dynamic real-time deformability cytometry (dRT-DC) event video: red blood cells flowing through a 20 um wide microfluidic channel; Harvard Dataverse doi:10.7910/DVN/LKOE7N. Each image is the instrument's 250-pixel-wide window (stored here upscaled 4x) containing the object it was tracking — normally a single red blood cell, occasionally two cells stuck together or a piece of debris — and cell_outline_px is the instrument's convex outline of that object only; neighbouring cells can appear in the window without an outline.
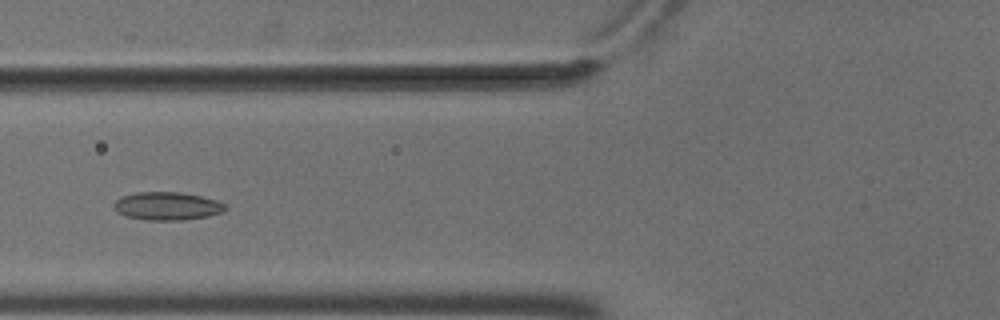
{"species": "common noctule bat (a hibernating species)", "species_latin": "Nyctalus noctula", "temperature_condition": "cold", "stored_images_in_passage": 9, "camera_frame_rate_fps": 3000, "um_per_image_px": 0.085, "animal": {"sex": "male", "body_mass_g": 18.8}, "frame": {"image": 1, "passage_image": 7, "time_ms": 2.0, "image_size_px": [1000, 320], "cell_outline_px": [[228, 208], [224, 212], [208, 216], [184, 220], [148, 220], [128, 216], [116, 212], [112, 208], [112, 204], [116, 200], [124, 196], [136, 192], [176, 192], [200, 196], [216, 200], [228, 204]], "centroid_in_image_um": [14.23, 17.52], "position_along_channel_um": 111.6, "area_um2": 18.32}}
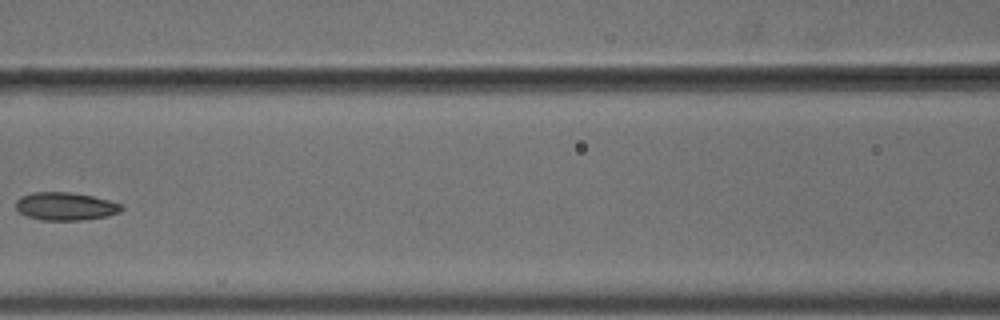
{"frame": {"image": 2, "passage_image": 8, "time_ms": 2.333, "image_size_px": [1000, 320], "cell_outline_px": [[124, 208], [120, 212], [108, 216], [84, 220], [40, 220], [28, 216], [20, 212], [16, 208], [16, 200], [20, 196], [32, 192], [72, 192], [92, 196], [108, 200], [120, 204]], "centroid_in_image_um": [5.56, 17.53], "position_along_channel_um": 161.0, "area_um2": 17.28}}
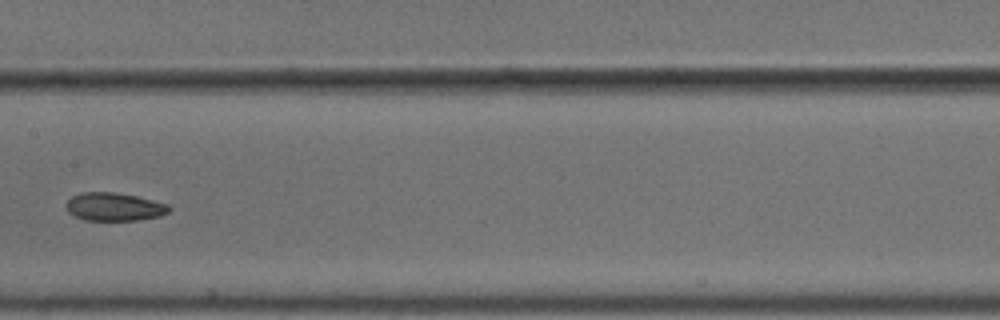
{"frame": {"image": 3, "passage_image": 9, "time_ms": 2.667, "image_size_px": [1000, 320], "cell_outline_px": [[172, 208], [168, 212], [160, 216], [136, 220], [84, 220], [68, 212], [64, 204], [72, 196], [80, 192], [112, 192], [136, 196], [168, 204]], "centroid_in_image_um": [9.69, 17.57], "position_along_channel_um": 197.7, "area_um2": 16.88}}